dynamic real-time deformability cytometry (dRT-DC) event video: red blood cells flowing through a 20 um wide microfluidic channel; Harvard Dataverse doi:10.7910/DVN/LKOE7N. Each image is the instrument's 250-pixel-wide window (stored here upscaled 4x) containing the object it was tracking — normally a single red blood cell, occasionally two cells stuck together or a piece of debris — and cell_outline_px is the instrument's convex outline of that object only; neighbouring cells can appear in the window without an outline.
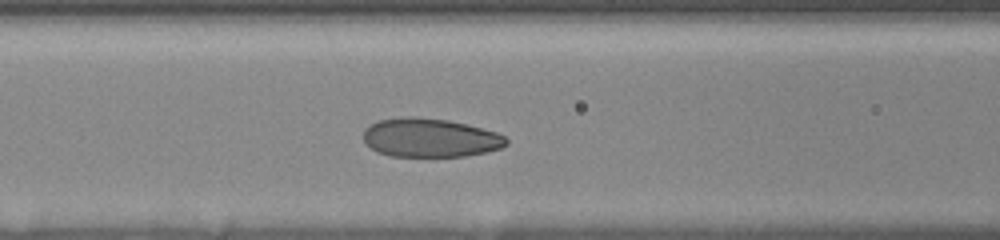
{"species": "human", "species_latin": "Homo sapiens", "temperature_condition": "room temperature", "stored_images_in_passage": 12, "camera_frame_rate_fps": 3000, "um_per_image_px": 0.085, "donor": {"sex": "female"}, "frame": {"image": 1, "passage_image": 3, "time_ms": 0.333, "image_size_px": [1000, 240], "cell_outline_px": [[508, 144], [500, 148], [468, 156], [392, 156], [376, 152], [364, 144], [364, 128], [368, 124], [380, 120], [400, 116], [416, 116], [448, 120], [468, 124], [496, 132], [504, 136], [508, 140]], "centroid_in_image_um": [36.51, 11.7], "position_along_channel_um": 130.1, "area_um2": 32.66}}
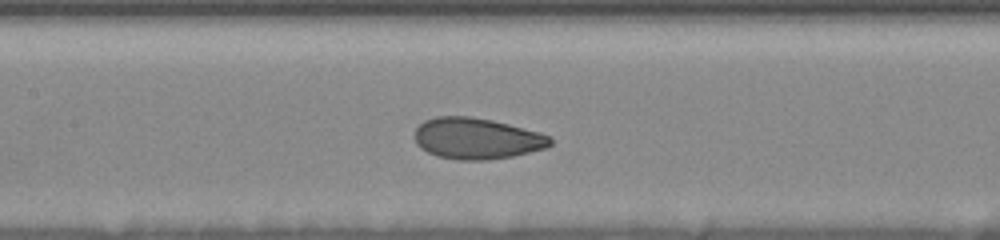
{"frame": {"image": 2, "passage_image": 8, "time_ms": 1.333, "image_size_px": [1000, 240], "cell_outline_px": [[552, 144], [548, 148], [512, 156], [488, 160], [456, 160], [436, 156], [420, 148], [416, 144], [416, 128], [424, 120], [436, 116], [468, 116], [492, 120], [540, 132], [552, 136]], "centroid_in_image_um": [40.55, 11.78], "position_along_channel_um": 166.9, "area_um2": 32.77}}